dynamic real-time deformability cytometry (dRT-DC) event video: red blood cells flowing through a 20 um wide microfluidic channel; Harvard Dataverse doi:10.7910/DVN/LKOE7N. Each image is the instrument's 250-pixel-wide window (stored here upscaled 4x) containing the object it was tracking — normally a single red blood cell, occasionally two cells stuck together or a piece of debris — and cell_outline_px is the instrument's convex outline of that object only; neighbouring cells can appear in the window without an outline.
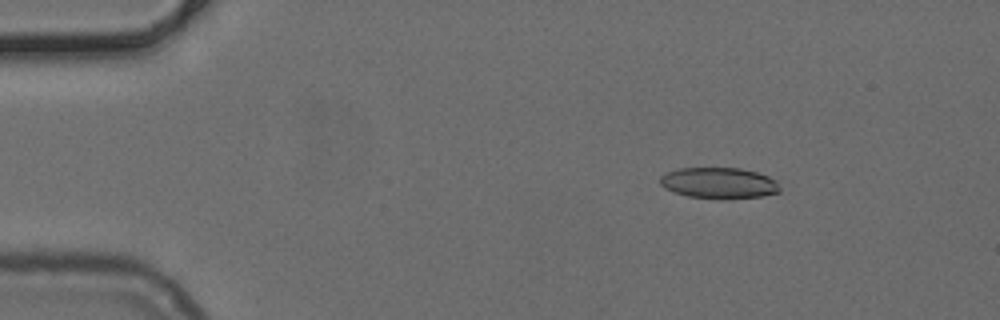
{"species": "common noctule bat (a hibernating species)", "species_latin": "Nyctalus noctula", "temperature_condition": "cold", "stored_images_in_passage": 52, "camera_frame_rate_fps": 3000, "um_per_image_px": 0.085, "animal": {"sex": "female", "body_mass_g": 24.6, "forearm_length_mm": 56.2}, "frame": {"image": 1, "passage_image": 8, "time_ms": 2.333, "image_size_px": [1000, 320], "cell_outline_px": [[780, 192], [760, 196], [724, 200], [688, 196], [664, 188], [660, 184], [660, 176], [676, 168], [740, 168], [756, 172], [768, 176], [776, 180], [780, 188]], "centroid_in_image_um": [61.11, 15.56], "position_along_channel_um": 23.9, "area_um2": 21.79}}
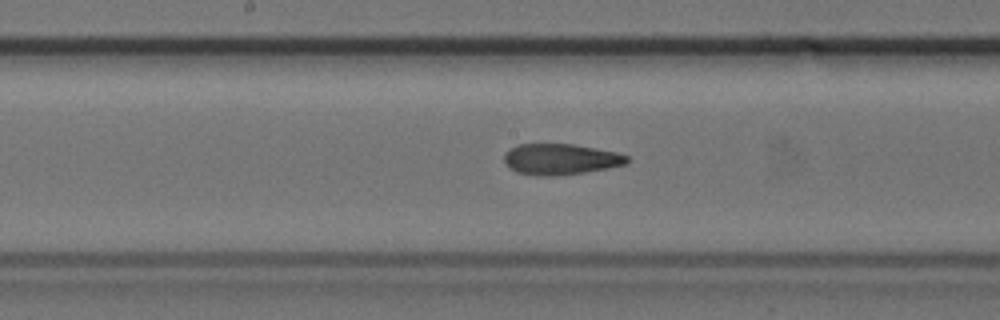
{"frame": {"image": 2, "passage_image": 27, "time_ms": 8.667, "image_size_px": [1000, 320], "cell_outline_px": [[628, 164], [608, 168], [584, 172], [556, 176], [536, 176], [516, 172], [508, 168], [504, 164], [504, 152], [508, 148], [520, 144], [572, 144], [596, 148], [616, 152], [628, 156]], "centroid_in_image_um": [47.6, 13.54], "position_along_channel_um": 200.6, "area_um2": 22.43}}
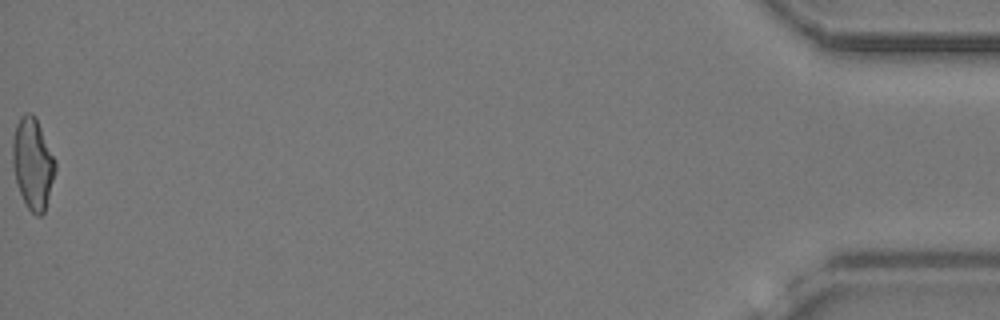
{"frame": {"image": 3, "passage_image": 52, "time_ms": 17.0, "image_size_px": [1000, 320], "cell_outline_px": [[56, 168], [44, 212], [40, 216], [36, 216], [28, 208], [20, 192], [16, 180], [12, 164], [12, 140], [16, 124], [20, 116], [24, 112], [32, 112], [36, 116], [56, 160]], "centroid_in_image_um": [2.78, 13.83], "position_along_channel_um": 432.4, "area_um2": 22.77}}